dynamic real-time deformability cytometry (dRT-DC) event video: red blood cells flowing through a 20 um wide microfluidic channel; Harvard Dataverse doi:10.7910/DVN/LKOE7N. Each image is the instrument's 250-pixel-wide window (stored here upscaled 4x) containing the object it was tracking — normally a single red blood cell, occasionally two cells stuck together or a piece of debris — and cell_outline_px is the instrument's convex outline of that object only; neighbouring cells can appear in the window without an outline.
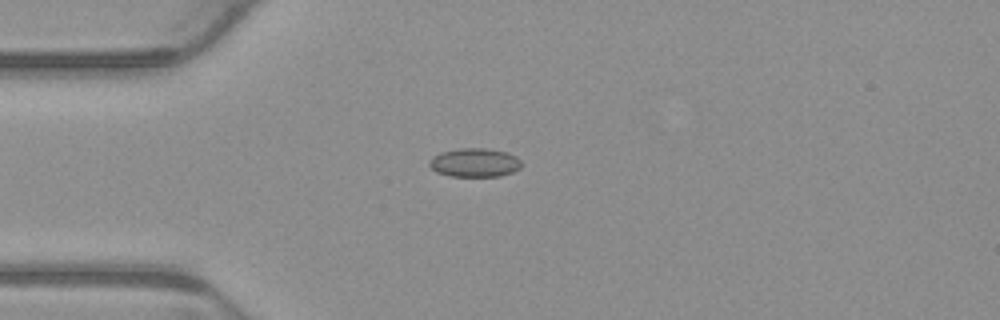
{"species": "common noctule bat (a hibernating species)", "species_latin": "Nyctalus noctula", "temperature_condition": "warm", "stored_images_in_passage": 3, "camera_frame_rate_fps": 3000, "um_per_image_px": 0.085, "animal": {"sex": "male", "body_mass_g": 23.1, "forearm_length_mm": 52.7}, "frame": {"image": 1, "passage_image": 1, "time_ms": 0.0, "image_size_px": [1000, 320], "cell_outline_px": [[520, 168], [512, 172], [500, 176], [448, 176], [436, 172], [428, 164], [428, 160], [432, 156], [440, 152], [460, 148], [484, 148], [508, 152], [516, 156], [520, 160]], "centroid_in_image_um": [40.31, 13.81], "position_along_channel_um": 44.7, "area_um2": 15.55}}
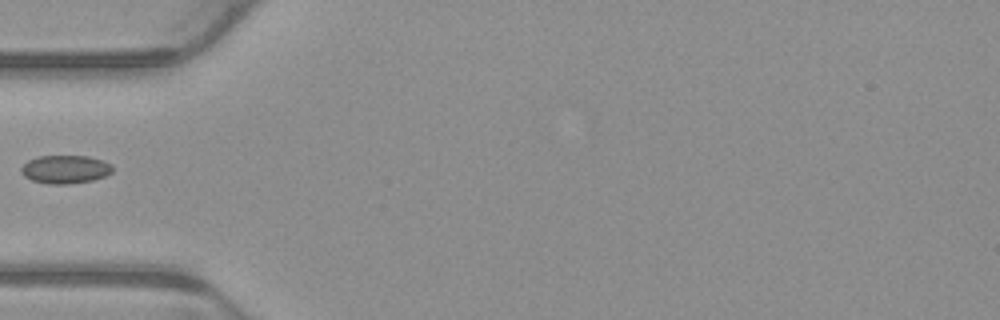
{"frame": {"image": 2, "passage_image": 2, "time_ms": 0.333, "image_size_px": [1000, 320], "cell_outline_px": [[112, 172], [104, 176], [92, 180], [68, 184], [48, 184], [32, 180], [24, 176], [20, 172], [20, 168], [28, 160], [36, 156], [88, 156], [104, 160], [112, 164]], "centroid_in_image_um": [5.53, 14.38], "position_along_channel_um": 79.5, "area_um2": 15.14}}
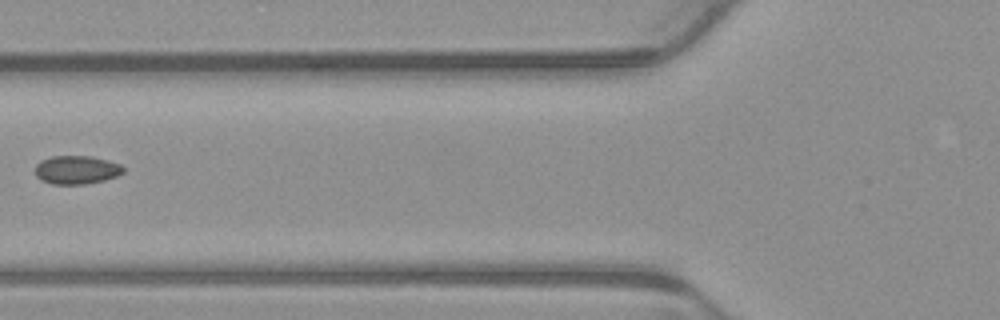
{"frame": {"image": 3, "passage_image": 3, "time_ms": 0.667, "image_size_px": [1000, 320], "cell_outline_px": [[124, 172], [116, 176], [104, 180], [84, 184], [52, 184], [40, 180], [36, 176], [36, 164], [40, 160], [52, 156], [92, 156], [108, 160], [120, 164], [124, 168]], "centroid_in_image_um": [6.5, 14.43], "position_along_channel_um": 119.3, "area_um2": 14.68}}